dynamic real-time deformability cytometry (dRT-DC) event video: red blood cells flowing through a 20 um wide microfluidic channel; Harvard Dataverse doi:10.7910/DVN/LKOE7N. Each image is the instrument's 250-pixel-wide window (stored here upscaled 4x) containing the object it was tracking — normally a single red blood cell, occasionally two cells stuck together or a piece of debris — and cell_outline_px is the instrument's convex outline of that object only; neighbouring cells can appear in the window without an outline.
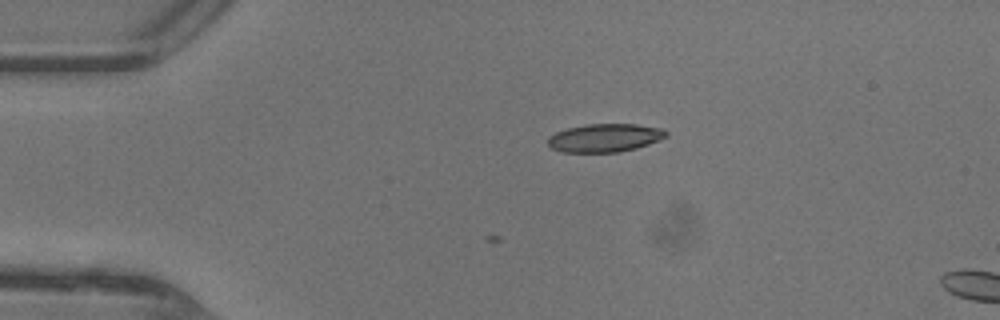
{"species": "common noctule bat (a hibernating species)", "species_latin": "Nyctalus noctula", "temperature_condition": "warm", "stored_images_in_passage": 7, "camera_frame_rate_fps": 3000, "um_per_image_px": 0.085, "animal": {"sex": "female"}, "frame": {"image": 1, "passage_image": 7, "time_ms": 2.0, "image_size_px": [1000, 320], "cell_outline_px": [[668, 136], [660, 140], [636, 148], [620, 152], [560, 152], [552, 148], [548, 144], [548, 136], [556, 132], [568, 128], [584, 124], [636, 124], [664, 128], [668, 132]], "centroid_in_image_um": [51.43, 11.71], "position_along_channel_um": 33.6, "area_um2": 19.65}}